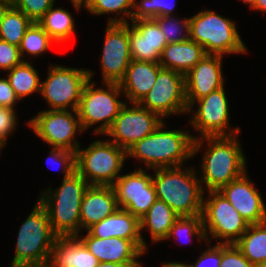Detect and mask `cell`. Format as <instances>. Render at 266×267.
<instances>
[{
    "label": "cell",
    "instance_id": "cell-1",
    "mask_svg": "<svg viewBox=\"0 0 266 267\" xmlns=\"http://www.w3.org/2000/svg\"><path fill=\"white\" fill-rule=\"evenodd\" d=\"M204 139L209 143V147L202 159L203 177L200 180L201 186L204 183L208 191H218L222 186L227 185L246 172V159L236 135L195 138L193 157L202 146V140Z\"/></svg>",
    "mask_w": 266,
    "mask_h": 267
},
{
    "label": "cell",
    "instance_id": "cell-2",
    "mask_svg": "<svg viewBox=\"0 0 266 267\" xmlns=\"http://www.w3.org/2000/svg\"><path fill=\"white\" fill-rule=\"evenodd\" d=\"M165 123L127 150V156L141 159L147 169L178 167L193 157V143L196 137L180 130H163Z\"/></svg>",
    "mask_w": 266,
    "mask_h": 267
},
{
    "label": "cell",
    "instance_id": "cell-3",
    "mask_svg": "<svg viewBox=\"0 0 266 267\" xmlns=\"http://www.w3.org/2000/svg\"><path fill=\"white\" fill-rule=\"evenodd\" d=\"M90 184L75 171L63 178L62 185L45 191L39 203L45 208L51 228L57 236H78L81 228L80 206Z\"/></svg>",
    "mask_w": 266,
    "mask_h": 267
},
{
    "label": "cell",
    "instance_id": "cell-4",
    "mask_svg": "<svg viewBox=\"0 0 266 267\" xmlns=\"http://www.w3.org/2000/svg\"><path fill=\"white\" fill-rule=\"evenodd\" d=\"M193 169L178 167L157 168L154 183L157 199L162 200L178 216H195L202 213L203 187Z\"/></svg>",
    "mask_w": 266,
    "mask_h": 267
},
{
    "label": "cell",
    "instance_id": "cell-5",
    "mask_svg": "<svg viewBox=\"0 0 266 267\" xmlns=\"http://www.w3.org/2000/svg\"><path fill=\"white\" fill-rule=\"evenodd\" d=\"M56 238L48 214L38 201L20 226L11 267H46Z\"/></svg>",
    "mask_w": 266,
    "mask_h": 267
},
{
    "label": "cell",
    "instance_id": "cell-6",
    "mask_svg": "<svg viewBox=\"0 0 266 267\" xmlns=\"http://www.w3.org/2000/svg\"><path fill=\"white\" fill-rule=\"evenodd\" d=\"M236 28L232 20L211 10L201 11L189 18L190 40L201 45L206 54L222 56L247 52Z\"/></svg>",
    "mask_w": 266,
    "mask_h": 267
},
{
    "label": "cell",
    "instance_id": "cell-7",
    "mask_svg": "<svg viewBox=\"0 0 266 267\" xmlns=\"http://www.w3.org/2000/svg\"><path fill=\"white\" fill-rule=\"evenodd\" d=\"M127 157V151L112 141L96 140L85 150L78 148L76 171L90 185L112 186Z\"/></svg>",
    "mask_w": 266,
    "mask_h": 267
},
{
    "label": "cell",
    "instance_id": "cell-8",
    "mask_svg": "<svg viewBox=\"0 0 266 267\" xmlns=\"http://www.w3.org/2000/svg\"><path fill=\"white\" fill-rule=\"evenodd\" d=\"M90 82L91 79L84 85L77 109L81 126L83 130H86L91 125L103 122L94 132L105 134L125 105V102L117 99L122 89L119 83H104L106 90L95 89V83Z\"/></svg>",
    "mask_w": 266,
    "mask_h": 267
},
{
    "label": "cell",
    "instance_id": "cell-9",
    "mask_svg": "<svg viewBox=\"0 0 266 267\" xmlns=\"http://www.w3.org/2000/svg\"><path fill=\"white\" fill-rule=\"evenodd\" d=\"M48 77L41 83L40 94L52 110H77L85 83L93 73L85 69L51 66Z\"/></svg>",
    "mask_w": 266,
    "mask_h": 267
},
{
    "label": "cell",
    "instance_id": "cell-10",
    "mask_svg": "<svg viewBox=\"0 0 266 267\" xmlns=\"http://www.w3.org/2000/svg\"><path fill=\"white\" fill-rule=\"evenodd\" d=\"M208 193L210 198L203 200L201 213L207 240L209 232L211 237L223 240L219 243L234 244L246 232L248 222L221 193Z\"/></svg>",
    "mask_w": 266,
    "mask_h": 267
},
{
    "label": "cell",
    "instance_id": "cell-11",
    "mask_svg": "<svg viewBox=\"0 0 266 267\" xmlns=\"http://www.w3.org/2000/svg\"><path fill=\"white\" fill-rule=\"evenodd\" d=\"M28 125L37 136L52 147L64 148L73 152H77L80 147V143L76 140L73 141L78 129L80 133L83 132L77 110L70 112L69 110H52L50 108L39 112L28 122Z\"/></svg>",
    "mask_w": 266,
    "mask_h": 267
},
{
    "label": "cell",
    "instance_id": "cell-12",
    "mask_svg": "<svg viewBox=\"0 0 266 267\" xmlns=\"http://www.w3.org/2000/svg\"><path fill=\"white\" fill-rule=\"evenodd\" d=\"M123 18H110L106 28L101 57L104 83H119L132 61L129 42V23Z\"/></svg>",
    "mask_w": 266,
    "mask_h": 267
},
{
    "label": "cell",
    "instance_id": "cell-13",
    "mask_svg": "<svg viewBox=\"0 0 266 267\" xmlns=\"http://www.w3.org/2000/svg\"><path fill=\"white\" fill-rule=\"evenodd\" d=\"M139 104L162 118L171 114L188 113L185 76L175 70L162 68L153 87Z\"/></svg>",
    "mask_w": 266,
    "mask_h": 267
},
{
    "label": "cell",
    "instance_id": "cell-14",
    "mask_svg": "<svg viewBox=\"0 0 266 267\" xmlns=\"http://www.w3.org/2000/svg\"><path fill=\"white\" fill-rule=\"evenodd\" d=\"M121 108L112 126L104 134L112 136V142L127 151L135 143L152 134L163 122L161 117L144 108L139 103Z\"/></svg>",
    "mask_w": 266,
    "mask_h": 267
},
{
    "label": "cell",
    "instance_id": "cell-15",
    "mask_svg": "<svg viewBox=\"0 0 266 267\" xmlns=\"http://www.w3.org/2000/svg\"><path fill=\"white\" fill-rule=\"evenodd\" d=\"M152 178L145 169L120 175L112 185L119 208L140 219L157 200Z\"/></svg>",
    "mask_w": 266,
    "mask_h": 267
},
{
    "label": "cell",
    "instance_id": "cell-16",
    "mask_svg": "<svg viewBox=\"0 0 266 267\" xmlns=\"http://www.w3.org/2000/svg\"><path fill=\"white\" fill-rule=\"evenodd\" d=\"M199 106L191 125L204 136H233L240 132L239 127L226 132L229 123V108L224 86L196 100Z\"/></svg>",
    "mask_w": 266,
    "mask_h": 267
},
{
    "label": "cell",
    "instance_id": "cell-17",
    "mask_svg": "<svg viewBox=\"0 0 266 267\" xmlns=\"http://www.w3.org/2000/svg\"><path fill=\"white\" fill-rule=\"evenodd\" d=\"M222 56L206 54L185 75V96L188 112L195 101L224 86L222 75Z\"/></svg>",
    "mask_w": 266,
    "mask_h": 267
},
{
    "label": "cell",
    "instance_id": "cell-18",
    "mask_svg": "<svg viewBox=\"0 0 266 267\" xmlns=\"http://www.w3.org/2000/svg\"><path fill=\"white\" fill-rule=\"evenodd\" d=\"M218 192L231 203L249 225L266 221V207L261 194L247 178L246 172L222 186Z\"/></svg>",
    "mask_w": 266,
    "mask_h": 267
},
{
    "label": "cell",
    "instance_id": "cell-19",
    "mask_svg": "<svg viewBox=\"0 0 266 267\" xmlns=\"http://www.w3.org/2000/svg\"><path fill=\"white\" fill-rule=\"evenodd\" d=\"M129 42L132 60L159 62L167 41L153 19L133 20L129 27Z\"/></svg>",
    "mask_w": 266,
    "mask_h": 267
},
{
    "label": "cell",
    "instance_id": "cell-20",
    "mask_svg": "<svg viewBox=\"0 0 266 267\" xmlns=\"http://www.w3.org/2000/svg\"><path fill=\"white\" fill-rule=\"evenodd\" d=\"M96 238L118 237L131 240L143 253L146 243L140 232V219L124 209H118L101 222L93 224L87 229Z\"/></svg>",
    "mask_w": 266,
    "mask_h": 267
},
{
    "label": "cell",
    "instance_id": "cell-21",
    "mask_svg": "<svg viewBox=\"0 0 266 267\" xmlns=\"http://www.w3.org/2000/svg\"><path fill=\"white\" fill-rule=\"evenodd\" d=\"M119 209L112 186L89 185L80 206L81 228L86 230Z\"/></svg>",
    "mask_w": 266,
    "mask_h": 267
},
{
    "label": "cell",
    "instance_id": "cell-22",
    "mask_svg": "<svg viewBox=\"0 0 266 267\" xmlns=\"http://www.w3.org/2000/svg\"><path fill=\"white\" fill-rule=\"evenodd\" d=\"M81 241L99 262H138L143 254L131 240L123 238H96L88 232Z\"/></svg>",
    "mask_w": 266,
    "mask_h": 267
},
{
    "label": "cell",
    "instance_id": "cell-23",
    "mask_svg": "<svg viewBox=\"0 0 266 267\" xmlns=\"http://www.w3.org/2000/svg\"><path fill=\"white\" fill-rule=\"evenodd\" d=\"M48 263L46 267H96L99 261L78 236H57Z\"/></svg>",
    "mask_w": 266,
    "mask_h": 267
},
{
    "label": "cell",
    "instance_id": "cell-24",
    "mask_svg": "<svg viewBox=\"0 0 266 267\" xmlns=\"http://www.w3.org/2000/svg\"><path fill=\"white\" fill-rule=\"evenodd\" d=\"M162 69L159 62L132 60L123 79L119 82L123 95L133 103H139L151 90Z\"/></svg>",
    "mask_w": 266,
    "mask_h": 267
},
{
    "label": "cell",
    "instance_id": "cell-25",
    "mask_svg": "<svg viewBox=\"0 0 266 267\" xmlns=\"http://www.w3.org/2000/svg\"><path fill=\"white\" fill-rule=\"evenodd\" d=\"M205 55V49L190 39L168 43L162 50L159 64L185 76Z\"/></svg>",
    "mask_w": 266,
    "mask_h": 267
},
{
    "label": "cell",
    "instance_id": "cell-26",
    "mask_svg": "<svg viewBox=\"0 0 266 267\" xmlns=\"http://www.w3.org/2000/svg\"><path fill=\"white\" fill-rule=\"evenodd\" d=\"M165 202L157 199L149 210L140 218V232L148 227L153 242L167 239L170 228L179 218Z\"/></svg>",
    "mask_w": 266,
    "mask_h": 267
},
{
    "label": "cell",
    "instance_id": "cell-27",
    "mask_svg": "<svg viewBox=\"0 0 266 267\" xmlns=\"http://www.w3.org/2000/svg\"><path fill=\"white\" fill-rule=\"evenodd\" d=\"M32 21L12 4H0V39L20 46L26 29Z\"/></svg>",
    "mask_w": 266,
    "mask_h": 267
},
{
    "label": "cell",
    "instance_id": "cell-28",
    "mask_svg": "<svg viewBox=\"0 0 266 267\" xmlns=\"http://www.w3.org/2000/svg\"><path fill=\"white\" fill-rule=\"evenodd\" d=\"M253 264L266 261V221L250 224L246 232L234 243Z\"/></svg>",
    "mask_w": 266,
    "mask_h": 267
},
{
    "label": "cell",
    "instance_id": "cell-29",
    "mask_svg": "<svg viewBox=\"0 0 266 267\" xmlns=\"http://www.w3.org/2000/svg\"><path fill=\"white\" fill-rule=\"evenodd\" d=\"M54 5L37 21V23L57 43L70 39L73 35L75 23L71 14L61 8H53Z\"/></svg>",
    "mask_w": 266,
    "mask_h": 267
},
{
    "label": "cell",
    "instance_id": "cell-30",
    "mask_svg": "<svg viewBox=\"0 0 266 267\" xmlns=\"http://www.w3.org/2000/svg\"><path fill=\"white\" fill-rule=\"evenodd\" d=\"M8 80L15 94L20 99L39 91L41 82L37 70L28 62L23 61L8 70Z\"/></svg>",
    "mask_w": 266,
    "mask_h": 267
},
{
    "label": "cell",
    "instance_id": "cell-31",
    "mask_svg": "<svg viewBox=\"0 0 266 267\" xmlns=\"http://www.w3.org/2000/svg\"><path fill=\"white\" fill-rule=\"evenodd\" d=\"M53 42L55 41L37 22H32L26 29L19 46L21 57L23 58L24 52L32 56L42 54Z\"/></svg>",
    "mask_w": 266,
    "mask_h": 267
},
{
    "label": "cell",
    "instance_id": "cell-32",
    "mask_svg": "<svg viewBox=\"0 0 266 267\" xmlns=\"http://www.w3.org/2000/svg\"><path fill=\"white\" fill-rule=\"evenodd\" d=\"M153 20L158 24L159 28L162 30L166 38L167 44L182 42L184 40L190 39L189 18L184 20H176L173 19L171 15H168V16H158L156 18H153ZM182 29H185V31ZM183 31L186 32L184 33V35L182 33Z\"/></svg>",
    "mask_w": 266,
    "mask_h": 267
},
{
    "label": "cell",
    "instance_id": "cell-33",
    "mask_svg": "<svg viewBox=\"0 0 266 267\" xmlns=\"http://www.w3.org/2000/svg\"><path fill=\"white\" fill-rule=\"evenodd\" d=\"M175 4L169 0H141L139 4H134L136 11L132 12V21L140 19H153L158 16L171 15Z\"/></svg>",
    "mask_w": 266,
    "mask_h": 267
},
{
    "label": "cell",
    "instance_id": "cell-34",
    "mask_svg": "<svg viewBox=\"0 0 266 267\" xmlns=\"http://www.w3.org/2000/svg\"><path fill=\"white\" fill-rule=\"evenodd\" d=\"M181 234L186 237L196 235L199 240L203 238L207 239L201 214L195 216H180L170 228L167 239L171 236L179 238L182 236Z\"/></svg>",
    "mask_w": 266,
    "mask_h": 267
},
{
    "label": "cell",
    "instance_id": "cell-35",
    "mask_svg": "<svg viewBox=\"0 0 266 267\" xmlns=\"http://www.w3.org/2000/svg\"><path fill=\"white\" fill-rule=\"evenodd\" d=\"M136 0H90L85 8L94 15L117 12L127 15L132 21V10Z\"/></svg>",
    "mask_w": 266,
    "mask_h": 267
},
{
    "label": "cell",
    "instance_id": "cell-36",
    "mask_svg": "<svg viewBox=\"0 0 266 267\" xmlns=\"http://www.w3.org/2000/svg\"><path fill=\"white\" fill-rule=\"evenodd\" d=\"M55 0H14L12 5L22 11L32 22H37L53 5Z\"/></svg>",
    "mask_w": 266,
    "mask_h": 267
},
{
    "label": "cell",
    "instance_id": "cell-37",
    "mask_svg": "<svg viewBox=\"0 0 266 267\" xmlns=\"http://www.w3.org/2000/svg\"><path fill=\"white\" fill-rule=\"evenodd\" d=\"M219 267H255L235 244L221 243V263Z\"/></svg>",
    "mask_w": 266,
    "mask_h": 267
},
{
    "label": "cell",
    "instance_id": "cell-38",
    "mask_svg": "<svg viewBox=\"0 0 266 267\" xmlns=\"http://www.w3.org/2000/svg\"><path fill=\"white\" fill-rule=\"evenodd\" d=\"M50 153L51 156L47 159L52 160L54 164H61L64 170V178L69 177L76 171V152L53 147Z\"/></svg>",
    "mask_w": 266,
    "mask_h": 267
},
{
    "label": "cell",
    "instance_id": "cell-39",
    "mask_svg": "<svg viewBox=\"0 0 266 267\" xmlns=\"http://www.w3.org/2000/svg\"><path fill=\"white\" fill-rule=\"evenodd\" d=\"M23 61L18 46L0 39V69L11 70Z\"/></svg>",
    "mask_w": 266,
    "mask_h": 267
},
{
    "label": "cell",
    "instance_id": "cell-40",
    "mask_svg": "<svg viewBox=\"0 0 266 267\" xmlns=\"http://www.w3.org/2000/svg\"><path fill=\"white\" fill-rule=\"evenodd\" d=\"M17 117L14 109L0 106V143L5 146L7 136L14 130Z\"/></svg>",
    "mask_w": 266,
    "mask_h": 267
},
{
    "label": "cell",
    "instance_id": "cell-41",
    "mask_svg": "<svg viewBox=\"0 0 266 267\" xmlns=\"http://www.w3.org/2000/svg\"><path fill=\"white\" fill-rule=\"evenodd\" d=\"M221 263V243L214 247H209L206 251L202 252L195 265L192 267H219Z\"/></svg>",
    "mask_w": 266,
    "mask_h": 267
},
{
    "label": "cell",
    "instance_id": "cell-42",
    "mask_svg": "<svg viewBox=\"0 0 266 267\" xmlns=\"http://www.w3.org/2000/svg\"><path fill=\"white\" fill-rule=\"evenodd\" d=\"M19 98L10 85L8 78H0V106L14 109Z\"/></svg>",
    "mask_w": 266,
    "mask_h": 267
},
{
    "label": "cell",
    "instance_id": "cell-43",
    "mask_svg": "<svg viewBox=\"0 0 266 267\" xmlns=\"http://www.w3.org/2000/svg\"><path fill=\"white\" fill-rule=\"evenodd\" d=\"M96 267H142L139 262H124V263H115V262H99Z\"/></svg>",
    "mask_w": 266,
    "mask_h": 267
},
{
    "label": "cell",
    "instance_id": "cell-44",
    "mask_svg": "<svg viewBox=\"0 0 266 267\" xmlns=\"http://www.w3.org/2000/svg\"><path fill=\"white\" fill-rule=\"evenodd\" d=\"M251 8L266 11V0H255Z\"/></svg>",
    "mask_w": 266,
    "mask_h": 267
},
{
    "label": "cell",
    "instance_id": "cell-45",
    "mask_svg": "<svg viewBox=\"0 0 266 267\" xmlns=\"http://www.w3.org/2000/svg\"><path fill=\"white\" fill-rule=\"evenodd\" d=\"M90 0H71V2L73 3L74 7L79 10L81 8V6L84 5V7L87 5V3Z\"/></svg>",
    "mask_w": 266,
    "mask_h": 267
},
{
    "label": "cell",
    "instance_id": "cell-46",
    "mask_svg": "<svg viewBox=\"0 0 266 267\" xmlns=\"http://www.w3.org/2000/svg\"><path fill=\"white\" fill-rule=\"evenodd\" d=\"M164 267H192L191 264L190 265H185L181 262H169V263H163L162 264Z\"/></svg>",
    "mask_w": 266,
    "mask_h": 267
},
{
    "label": "cell",
    "instance_id": "cell-47",
    "mask_svg": "<svg viewBox=\"0 0 266 267\" xmlns=\"http://www.w3.org/2000/svg\"><path fill=\"white\" fill-rule=\"evenodd\" d=\"M14 0H0L1 5L12 4Z\"/></svg>",
    "mask_w": 266,
    "mask_h": 267
},
{
    "label": "cell",
    "instance_id": "cell-48",
    "mask_svg": "<svg viewBox=\"0 0 266 267\" xmlns=\"http://www.w3.org/2000/svg\"><path fill=\"white\" fill-rule=\"evenodd\" d=\"M255 267H266V261L255 265Z\"/></svg>",
    "mask_w": 266,
    "mask_h": 267
},
{
    "label": "cell",
    "instance_id": "cell-49",
    "mask_svg": "<svg viewBox=\"0 0 266 267\" xmlns=\"http://www.w3.org/2000/svg\"><path fill=\"white\" fill-rule=\"evenodd\" d=\"M242 1H244L245 3L250 4V7H251L255 0H242Z\"/></svg>",
    "mask_w": 266,
    "mask_h": 267
}]
</instances>
